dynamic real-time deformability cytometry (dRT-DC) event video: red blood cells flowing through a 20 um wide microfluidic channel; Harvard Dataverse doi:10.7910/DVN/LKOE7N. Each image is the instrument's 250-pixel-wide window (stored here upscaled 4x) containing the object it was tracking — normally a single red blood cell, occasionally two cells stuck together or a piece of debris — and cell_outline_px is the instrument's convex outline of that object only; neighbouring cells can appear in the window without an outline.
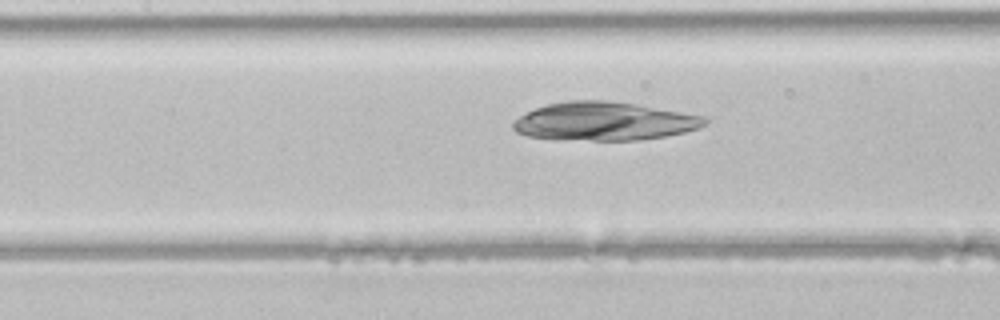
{"species": "common noctule bat (a hibernating species)", "species_latin": "Nyctalus noctula", "temperature_condition": "room temperature", "stored_images_in_passage": 18, "camera_frame_rate_fps": 3000, "um_per_image_px": 0.085, "animal": {"sex": "male", "body_mass_g": 21.5, "forearm_length_mm": 52.0}, "frame": {"image": 1, "passage_image": 16, "time_ms": 5.0, "image_size_px": [1000, 320], "cell_outline_px": [[708, 124], [700, 128], [684, 132], [664, 136], [640, 140], [552, 140], [528, 136], [516, 132], [512, 128], [512, 124], [520, 116], [536, 108], [548, 104], [568, 100], [604, 100], [636, 104], [708, 116]], "centroid_in_image_um": [51.39, 10.32], "position_along_channel_um": 156.0, "area_um2": 43.29}}